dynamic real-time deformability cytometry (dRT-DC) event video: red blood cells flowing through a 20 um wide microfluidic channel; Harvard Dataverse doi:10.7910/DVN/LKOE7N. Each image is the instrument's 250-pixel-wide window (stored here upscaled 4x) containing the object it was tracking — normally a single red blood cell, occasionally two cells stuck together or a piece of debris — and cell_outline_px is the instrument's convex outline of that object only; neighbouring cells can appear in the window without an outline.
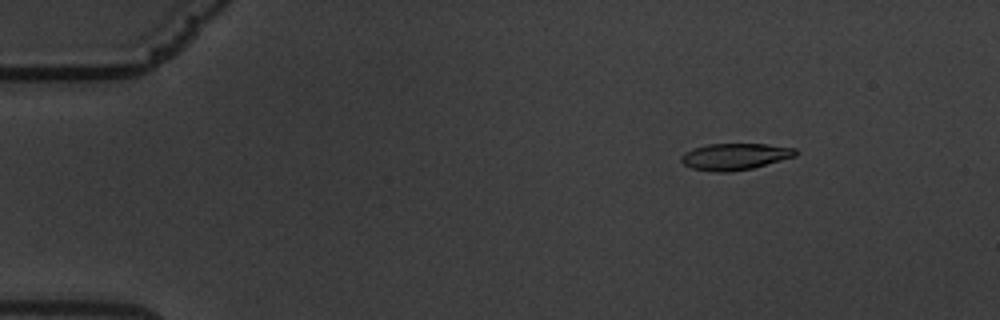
{"species": "common noctule bat (a hibernating species)", "species_latin": "Nyctalus noctula", "temperature_condition": "warm", "stored_images_in_passage": 62, "camera_frame_rate_fps": 3000, "um_per_image_px": 0.085, "animal": {"sex": "male", "body_mass_g": 19.5, "forearm_length_mm": 54.6}, "frame": {"image": 1, "passage_image": 9, "time_ms": 2.667, "image_size_px": [1000, 320], "cell_outline_px": [[800, 152], [796, 156], [752, 168], [732, 172], [716, 172], [692, 168], [684, 164], [680, 160], [680, 156], [684, 152], [692, 148], [708, 144], [768, 144], [796, 148]], "centroid_in_image_um": [62.48, 13.3], "position_along_channel_um": 22.5, "area_um2": 17.86}}
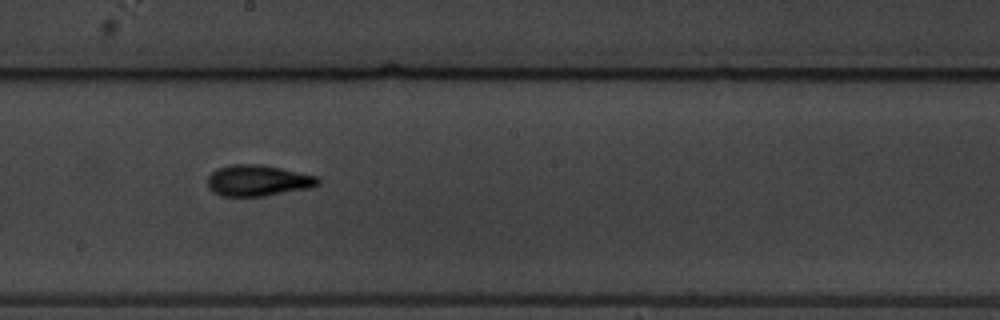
{"frame": {"image": 2, "passage_image": 35, "time_ms": 11.333, "image_size_px": [1000, 320], "cell_outline_px": [[320, 184], [312, 188], [264, 196], [220, 196], [208, 188], [208, 176], [216, 168], [228, 164], [260, 164], [280, 168], [316, 176], [320, 180]], "centroid_in_image_um": [21.91, 15.34], "position_along_channel_um": 226.3, "area_um2": 20.17}}
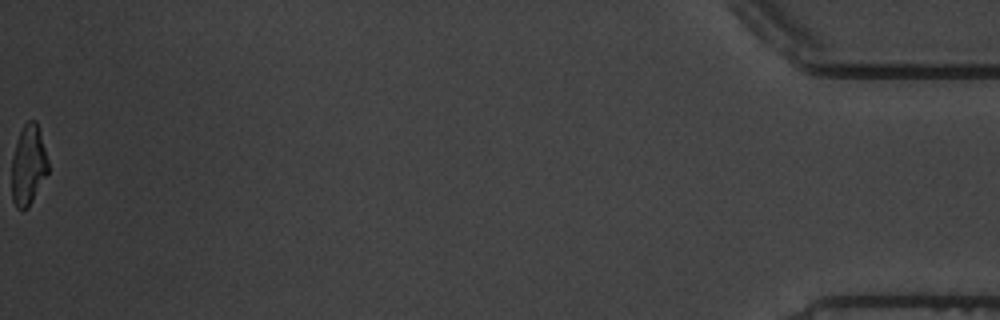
{"frame": {"image": 3, "passage_image": 62, "time_ms": 20.333, "image_size_px": [1000, 320], "cell_outline_px": [[48, 172], [28, 208], [24, 212], [20, 212], [16, 208], [12, 200], [12, 156], [16, 140], [24, 124], [28, 120], [36, 120], [40, 132], [48, 160]], "centroid_in_image_um": [2.39, 14.07], "position_along_channel_um": 432.8, "area_um2": 17.17}, "authors_computed_cell_mechanics": {"area_um2": 18.3804, "velocity_mm_per_s": 3.3582, "shape_relaxation_time_tau1_ms": 3.6698, "shape_relaxation_time_tau2_ms": 2.6264, "deformation_change_tau1": 0.1705, "deformation_change_tau2": 0.0992}}